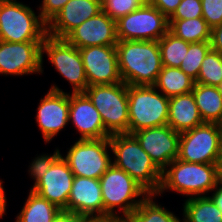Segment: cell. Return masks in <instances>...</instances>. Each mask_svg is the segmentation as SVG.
<instances>
[{"label": "cell", "mask_w": 222, "mask_h": 222, "mask_svg": "<svg viewBox=\"0 0 222 222\" xmlns=\"http://www.w3.org/2000/svg\"><path fill=\"white\" fill-rule=\"evenodd\" d=\"M220 165L175 159L162 171L161 186L156 195L161 198L166 192H174L186 199L208 196L221 180Z\"/></svg>", "instance_id": "1"}, {"label": "cell", "mask_w": 222, "mask_h": 222, "mask_svg": "<svg viewBox=\"0 0 222 222\" xmlns=\"http://www.w3.org/2000/svg\"><path fill=\"white\" fill-rule=\"evenodd\" d=\"M118 67L127 85L153 86L162 69L158 41L118 40Z\"/></svg>", "instance_id": "2"}, {"label": "cell", "mask_w": 222, "mask_h": 222, "mask_svg": "<svg viewBox=\"0 0 222 222\" xmlns=\"http://www.w3.org/2000/svg\"><path fill=\"white\" fill-rule=\"evenodd\" d=\"M112 164L124 170L148 194H157L162 180V171L155 165L133 134L110 136Z\"/></svg>", "instance_id": "3"}, {"label": "cell", "mask_w": 222, "mask_h": 222, "mask_svg": "<svg viewBox=\"0 0 222 222\" xmlns=\"http://www.w3.org/2000/svg\"><path fill=\"white\" fill-rule=\"evenodd\" d=\"M104 220L124 221L149 195L131 176L113 164L100 177Z\"/></svg>", "instance_id": "4"}, {"label": "cell", "mask_w": 222, "mask_h": 222, "mask_svg": "<svg viewBox=\"0 0 222 222\" xmlns=\"http://www.w3.org/2000/svg\"><path fill=\"white\" fill-rule=\"evenodd\" d=\"M22 0L0 2V40L5 42L44 41L47 24Z\"/></svg>", "instance_id": "5"}, {"label": "cell", "mask_w": 222, "mask_h": 222, "mask_svg": "<svg viewBox=\"0 0 222 222\" xmlns=\"http://www.w3.org/2000/svg\"><path fill=\"white\" fill-rule=\"evenodd\" d=\"M128 134L168 123L169 98L154 86L127 85Z\"/></svg>", "instance_id": "6"}, {"label": "cell", "mask_w": 222, "mask_h": 222, "mask_svg": "<svg viewBox=\"0 0 222 222\" xmlns=\"http://www.w3.org/2000/svg\"><path fill=\"white\" fill-rule=\"evenodd\" d=\"M60 153L74 176L100 179L112 165L110 137L103 139H76Z\"/></svg>", "instance_id": "7"}, {"label": "cell", "mask_w": 222, "mask_h": 222, "mask_svg": "<svg viewBox=\"0 0 222 222\" xmlns=\"http://www.w3.org/2000/svg\"><path fill=\"white\" fill-rule=\"evenodd\" d=\"M99 111L110 135L128 133V93L124 82L88 86L84 92Z\"/></svg>", "instance_id": "8"}, {"label": "cell", "mask_w": 222, "mask_h": 222, "mask_svg": "<svg viewBox=\"0 0 222 222\" xmlns=\"http://www.w3.org/2000/svg\"><path fill=\"white\" fill-rule=\"evenodd\" d=\"M45 55V56H44ZM49 64L63 77L72 88L69 93H84L88 87L85 68L79 49L65 39L46 36L42 43V74L44 73V57Z\"/></svg>", "instance_id": "9"}, {"label": "cell", "mask_w": 222, "mask_h": 222, "mask_svg": "<svg viewBox=\"0 0 222 222\" xmlns=\"http://www.w3.org/2000/svg\"><path fill=\"white\" fill-rule=\"evenodd\" d=\"M177 159L184 162L221 164L222 147L218 123L204 122L180 133Z\"/></svg>", "instance_id": "10"}, {"label": "cell", "mask_w": 222, "mask_h": 222, "mask_svg": "<svg viewBox=\"0 0 222 222\" xmlns=\"http://www.w3.org/2000/svg\"><path fill=\"white\" fill-rule=\"evenodd\" d=\"M117 38L120 41H159L168 31V18L156 7L146 2L116 21Z\"/></svg>", "instance_id": "11"}, {"label": "cell", "mask_w": 222, "mask_h": 222, "mask_svg": "<svg viewBox=\"0 0 222 222\" xmlns=\"http://www.w3.org/2000/svg\"><path fill=\"white\" fill-rule=\"evenodd\" d=\"M58 83H51L37 105L35 124L39 127L45 144L52 142L69 126V92L60 88ZM65 90V91H64ZM59 134V135H58Z\"/></svg>", "instance_id": "12"}, {"label": "cell", "mask_w": 222, "mask_h": 222, "mask_svg": "<svg viewBox=\"0 0 222 222\" xmlns=\"http://www.w3.org/2000/svg\"><path fill=\"white\" fill-rule=\"evenodd\" d=\"M43 41L5 42L0 40V76L23 77L42 74Z\"/></svg>", "instance_id": "13"}, {"label": "cell", "mask_w": 222, "mask_h": 222, "mask_svg": "<svg viewBox=\"0 0 222 222\" xmlns=\"http://www.w3.org/2000/svg\"><path fill=\"white\" fill-rule=\"evenodd\" d=\"M88 86L123 82L117 60L116 45L89 46L79 49Z\"/></svg>", "instance_id": "14"}, {"label": "cell", "mask_w": 222, "mask_h": 222, "mask_svg": "<svg viewBox=\"0 0 222 222\" xmlns=\"http://www.w3.org/2000/svg\"><path fill=\"white\" fill-rule=\"evenodd\" d=\"M133 135L161 171L177 159L180 133L170 126L146 128Z\"/></svg>", "instance_id": "15"}, {"label": "cell", "mask_w": 222, "mask_h": 222, "mask_svg": "<svg viewBox=\"0 0 222 222\" xmlns=\"http://www.w3.org/2000/svg\"><path fill=\"white\" fill-rule=\"evenodd\" d=\"M69 124L76 139H103L111 135L105 130L99 111L85 93H69ZM78 132V133H77Z\"/></svg>", "instance_id": "16"}, {"label": "cell", "mask_w": 222, "mask_h": 222, "mask_svg": "<svg viewBox=\"0 0 222 222\" xmlns=\"http://www.w3.org/2000/svg\"><path fill=\"white\" fill-rule=\"evenodd\" d=\"M73 179V172L60 155L31 190L59 209L67 211Z\"/></svg>", "instance_id": "17"}, {"label": "cell", "mask_w": 222, "mask_h": 222, "mask_svg": "<svg viewBox=\"0 0 222 222\" xmlns=\"http://www.w3.org/2000/svg\"><path fill=\"white\" fill-rule=\"evenodd\" d=\"M64 39L78 49L95 45H116V21L101 11L72 30Z\"/></svg>", "instance_id": "18"}, {"label": "cell", "mask_w": 222, "mask_h": 222, "mask_svg": "<svg viewBox=\"0 0 222 222\" xmlns=\"http://www.w3.org/2000/svg\"><path fill=\"white\" fill-rule=\"evenodd\" d=\"M67 211L90 220H104V204L100 179L74 176Z\"/></svg>", "instance_id": "19"}, {"label": "cell", "mask_w": 222, "mask_h": 222, "mask_svg": "<svg viewBox=\"0 0 222 222\" xmlns=\"http://www.w3.org/2000/svg\"><path fill=\"white\" fill-rule=\"evenodd\" d=\"M102 11V0H69L47 24V35L64 39L72 30Z\"/></svg>", "instance_id": "20"}, {"label": "cell", "mask_w": 222, "mask_h": 222, "mask_svg": "<svg viewBox=\"0 0 222 222\" xmlns=\"http://www.w3.org/2000/svg\"><path fill=\"white\" fill-rule=\"evenodd\" d=\"M203 123L192 92L169 98L167 125L174 131L182 133Z\"/></svg>", "instance_id": "21"}, {"label": "cell", "mask_w": 222, "mask_h": 222, "mask_svg": "<svg viewBox=\"0 0 222 222\" xmlns=\"http://www.w3.org/2000/svg\"><path fill=\"white\" fill-rule=\"evenodd\" d=\"M192 93L203 122L219 123L222 120V93L218 88L195 83Z\"/></svg>", "instance_id": "22"}, {"label": "cell", "mask_w": 222, "mask_h": 222, "mask_svg": "<svg viewBox=\"0 0 222 222\" xmlns=\"http://www.w3.org/2000/svg\"><path fill=\"white\" fill-rule=\"evenodd\" d=\"M28 191L24 205L15 216L14 222H52L61 209L31 189Z\"/></svg>", "instance_id": "23"}, {"label": "cell", "mask_w": 222, "mask_h": 222, "mask_svg": "<svg viewBox=\"0 0 222 222\" xmlns=\"http://www.w3.org/2000/svg\"><path fill=\"white\" fill-rule=\"evenodd\" d=\"M157 197L149 194L123 222H184L183 216L180 218L164 204L158 203Z\"/></svg>", "instance_id": "24"}, {"label": "cell", "mask_w": 222, "mask_h": 222, "mask_svg": "<svg viewBox=\"0 0 222 222\" xmlns=\"http://www.w3.org/2000/svg\"><path fill=\"white\" fill-rule=\"evenodd\" d=\"M184 222H222V212L211 197L195 196L183 200Z\"/></svg>", "instance_id": "25"}, {"label": "cell", "mask_w": 222, "mask_h": 222, "mask_svg": "<svg viewBox=\"0 0 222 222\" xmlns=\"http://www.w3.org/2000/svg\"><path fill=\"white\" fill-rule=\"evenodd\" d=\"M195 80L186 75L180 68L162 66L153 85L166 97L171 98L192 92Z\"/></svg>", "instance_id": "26"}, {"label": "cell", "mask_w": 222, "mask_h": 222, "mask_svg": "<svg viewBox=\"0 0 222 222\" xmlns=\"http://www.w3.org/2000/svg\"><path fill=\"white\" fill-rule=\"evenodd\" d=\"M169 31L189 43L211 40V28L202 17L192 19H168Z\"/></svg>", "instance_id": "27"}, {"label": "cell", "mask_w": 222, "mask_h": 222, "mask_svg": "<svg viewBox=\"0 0 222 222\" xmlns=\"http://www.w3.org/2000/svg\"><path fill=\"white\" fill-rule=\"evenodd\" d=\"M162 66L179 68L187 54L189 42L168 31L159 41Z\"/></svg>", "instance_id": "28"}, {"label": "cell", "mask_w": 222, "mask_h": 222, "mask_svg": "<svg viewBox=\"0 0 222 222\" xmlns=\"http://www.w3.org/2000/svg\"><path fill=\"white\" fill-rule=\"evenodd\" d=\"M222 82V55L212 49L205 55L195 83L217 87Z\"/></svg>", "instance_id": "29"}, {"label": "cell", "mask_w": 222, "mask_h": 222, "mask_svg": "<svg viewBox=\"0 0 222 222\" xmlns=\"http://www.w3.org/2000/svg\"><path fill=\"white\" fill-rule=\"evenodd\" d=\"M211 49V42L190 43L186 56L179 67L186 75L197 80L205 55Z\"/></svg>", "instance_id": "30"}, {"label": "cell", "mask_w": 222, "mask_h": 222, "mask_svg": "<svg viewBox=\"0 0 222 222\" xmlns=\"http://www.w3.org/2000/svg\"><path fill=\"white\" fill-rule=\"evenodd\" d=\"M61 148L58 146L54 148L53 153H45L42 152L41 154L38 153L34 156L29 165L27 166L28 169L26 170L27 174L29 175L28 178L32 179L34 182L29 189H31L48 171L51 164L60 156Z\"/></svg>", "instance_id": "31"}, {"label": "cell", "mask_w": 222, "mask_h": 222, "mask_svg": "<svg viewBox=\"0 0 222 222\" xmlns=\"http://www.w3.org/2000/svg\"><path fill=\"white\" fill-rule=\"evenodd\" d=\"M147 0H102V11L117 21L120 17L142 7Z\"/></svg>", "instance_id": "32"}, {"label": "cell", "mask_w": 222, "mask_h": 222, "mask_svg": "<svg viewBox=\"0 0 222 222\" xmlns=\"http://www.w3.org/2000/svg\"><path fill=\"white\" fill-rule=\"evenodd\" d=\"M202 18L213 27L222 24V0H201Z\"/></svg>", "instance_id": "33"}, {"label": "cell", "mask_w": 222, "mask_h": 222, "mask_svg": "<svg viewBox=\"0 0 222 222\" xmlns=\"http://www.w3.org/2000/svg\"><path fill=\"white\" fill-rule=\"evenodd\" d=\"M202 17L201 0H182L168 19H192Z\"/></svg>", "instance_id": "34"}, {"label": "cell", "mask_w": 222, "mask_h": 222, "mask_svg": "<svg viewBox=\"0 0 222 222\" xmlns=\"http://www.w3.org/2000/svg\"><path fill=\"white\" fill-rule=\"evenodd\" d=\"M38 11L42 20L48 24L69 0H38Z\"/></svg>", "instance_id": "35"}, {"label": "cell", "mask_w": 222, "mask_h": 222, "mask_svg": "<svg viewBox=\"0 0 222 222\" xmlns=\"http://www.w3.org/2000/svg\"><path fill=\"white\" fill-rule=\"evenodd\" d=\"M182 0H147V2L156 7L162 14L169 18Z\"/></svg>", "instance_id": "36"}, {"label": "cell", "mask_w": 222, "mask_h": 222, "mask_svg": "<svg viewBox=\"0 0 222 222\" xmlns=\"http://www.w3.org/2000/svg\"><path fill=\"white\" fill-rule=\"evenodd\" d=\"M90 221L91 220L85 216L66 210H60L52 220V222H90Z\"/></svg>", "instance_id": "37"}, {"label": "cell", "mask_w": 222, "mask_h": 222, "mask_svg": "<svg viewBox=\"0 0 222 222\" xmlns=\"http://www.w3.org/2000/svg\"><path fill=\"white\" fill-rule=\"evenodd\" d=\"M211 49L222 55V24L211 29Z\"/></svg>", "instance_id": "38"}, {"label": "cell", "mask_w": 222, "mask_h": 222, "mask_svg": "<svg viewBox=\"0 0 222 222\" xmlns=\"http://www.w3.org/2000/svg\"><path fill=\"white\" fill-rule=\"evenodd\" d=\"M3 183V180L0 179V219H4L3 217H5V215L7 214L8 209V199L6 197V189Z\"/></svg>", "instance_id": "39"}, {"label": "cell", "mask_w": 222, "mask_h": 222, "mask_svg": "<svg viewBox=\"0 0 222 222\" xmlns=\"http://www.w3.org/2000/svg\"><path fill=\"white\" fill-rule=\"evenodd\" d=\"M209 196L214 201L216 206L222 212V181L220 180L217 186L210 192Z\"/></svg>", "instance_id": "40"}, {"label": "cell", "mask_w": 222, "mask_h": 222, "mask_svg": "<svg viewBox=\"0 0 222 222\" xmlns=\"http://www.w3.org/2000/svg\"><path fill=\"white\" fill-rule=\"evenodd\" d=\"M90 222H122L119 220H91Z\"/></svg>", "instance_id": "41"}, {"label": "cell", "mask_w": 222, "mask_h": 222, "mask_svg": "<svg viewBox=\"0 0 222 222\" xmlns=\"http://www.w3.org/2000/svg\"><path fill=\"white\" fill-rule=\"evenodd\" d=\"M220 129V139H221V147H222V120L218 123Z\"/></svg>", "instance_id": "42"}, {"label": "cell", "mask_w": 222, "mask_h": 222, "mask_svg": "<svg viewBox=\"0 0 222 222\" xmlns=\"http://www.w3.org/2000/svg\"><path fill=\"white\" fill-rule=\"evenodd\" d=\"M217 88L222 93V82L217 86Z\"/></svg>", "instance_id": "43"}, {"label": "cell", "mask_w": 222, "mask_h": 222, "mask_svg": "<svg viewBox=\"0 0 222 222\" xmlns=\"http://www.w3.org/2000/svg\"><path fill=\"white\" fill-rule=\"evenodd\" d=\"M220 178H221V181H222V161H221V165H220Z\"/></svg>", "instance_id": "44"}]
</instances>
